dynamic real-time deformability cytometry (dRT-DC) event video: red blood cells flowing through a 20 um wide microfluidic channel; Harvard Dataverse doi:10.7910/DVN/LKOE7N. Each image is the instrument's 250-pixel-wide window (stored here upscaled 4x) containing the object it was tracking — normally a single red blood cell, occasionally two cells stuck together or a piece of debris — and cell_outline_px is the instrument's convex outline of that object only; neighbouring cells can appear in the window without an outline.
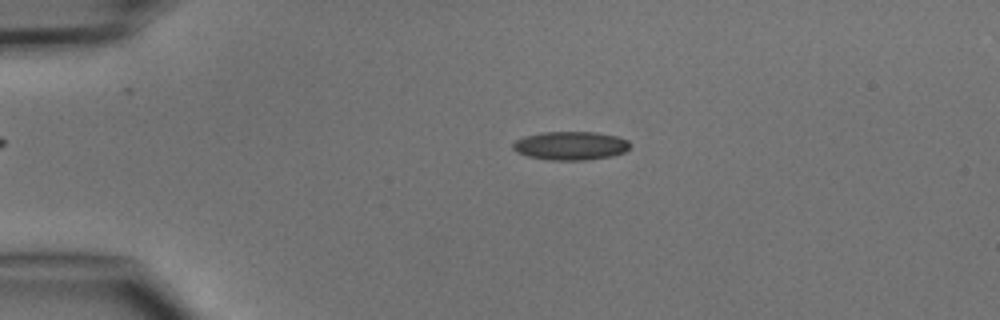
{"species": "common noctule bat (a hibernating species)", "species_latin": "Nyctalus noctula", "temperature_condition": "cold", "stored_images_in_passage": 1, "camera_frame_rate_fps": 3000, "um_per_image_px": 0.085, "animal": {"sex": "male", "body_mass_g": 15.6}, "frame": {"image": 1, "passage_image": 1, "time_ms": 0.0, "image_size_px": [1000, 320], "cell_outline_px": [[628, 148], [624, 152], [612, 156], [584, 160], [548, 160], [528, 156], [516, 152], [512, 148], [512, 144], [516, 140], [524, 136], [544, 132], [596, 132], [616, 136], [628, 140]], "centroid_in_image_um": [48.46, 12.38], "position_along_channel_um": 36.5, "area_um2": 19.42}}